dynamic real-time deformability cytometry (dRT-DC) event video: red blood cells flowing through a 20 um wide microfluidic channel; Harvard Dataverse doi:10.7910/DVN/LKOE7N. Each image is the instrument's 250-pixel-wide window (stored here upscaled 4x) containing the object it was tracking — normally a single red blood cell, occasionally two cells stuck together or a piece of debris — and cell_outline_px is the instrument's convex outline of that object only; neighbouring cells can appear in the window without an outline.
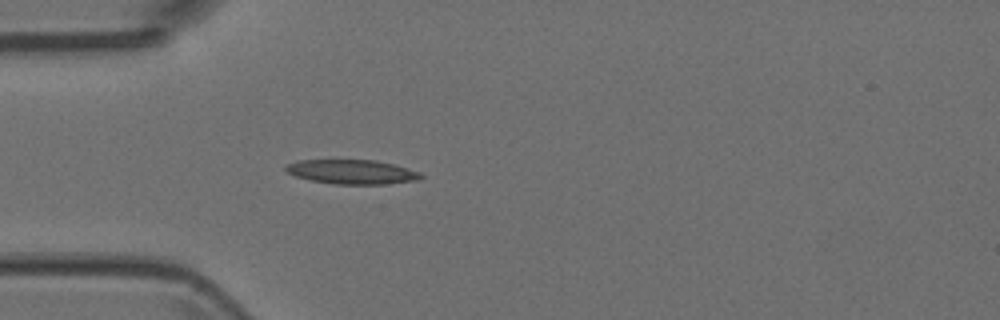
{"species": "Egyptian fruit bat (a non-hibernating species)", "species_latin": "Rousettus aegyptiacus", "temperature_condition": "room temperature", "stored_images_in_passage": 3, "camera_frame_rate_fps": 3000, "um_per_image_px": 0.085, "animal": {"sex": "female"}, "frame": {"image": 1, "passage_image": 3, "time_ms": 0.667, "image_size_px": [1000, 320], "cell_outline_px": [[424, 176], [420, 180], [384, 184], [336, 184], [312, 180], [296, 176], [288, 172], [284, 168], [284, 164], [296, 160], [376, 160], [408, 168], [420, 172]], "centroid_in_image_um": [29.92, 14.6], "position_along_channel_um": 55.1, "area_um2": 19.19}}